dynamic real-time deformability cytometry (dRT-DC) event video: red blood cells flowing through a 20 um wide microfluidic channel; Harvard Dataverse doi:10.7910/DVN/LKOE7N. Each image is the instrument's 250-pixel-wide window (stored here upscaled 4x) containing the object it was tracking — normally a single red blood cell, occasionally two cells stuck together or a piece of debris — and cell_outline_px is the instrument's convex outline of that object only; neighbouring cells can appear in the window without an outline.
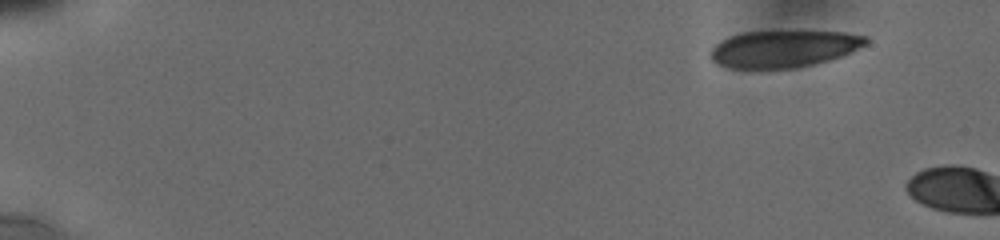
{"species": "human", "species_latin": "Homo sapiens", "temperature_condition": "cold", "stored_images_in_passage": 3, "camera_frame_rate_fps": 3000, "um_per_image_px": 0.085, "donor": {"sex": "male"}, "frame": {"image": 1, "passage_image": 1, "time_ms": 0.0, "image_size_px": [1000, 240], "cell_outline_px": [[868, 44], [852, 52], [816, 64], [796, 68], [728, 68], [716, 64], [708, 56], [712, 48], [720, 40], [728, 36], [740, 32], [844, 32], [868, 36]], "centroid_in_image_um": [66.59, 4.15], "position_along_channel_um": 18.4, "area_um2": 33.64}}